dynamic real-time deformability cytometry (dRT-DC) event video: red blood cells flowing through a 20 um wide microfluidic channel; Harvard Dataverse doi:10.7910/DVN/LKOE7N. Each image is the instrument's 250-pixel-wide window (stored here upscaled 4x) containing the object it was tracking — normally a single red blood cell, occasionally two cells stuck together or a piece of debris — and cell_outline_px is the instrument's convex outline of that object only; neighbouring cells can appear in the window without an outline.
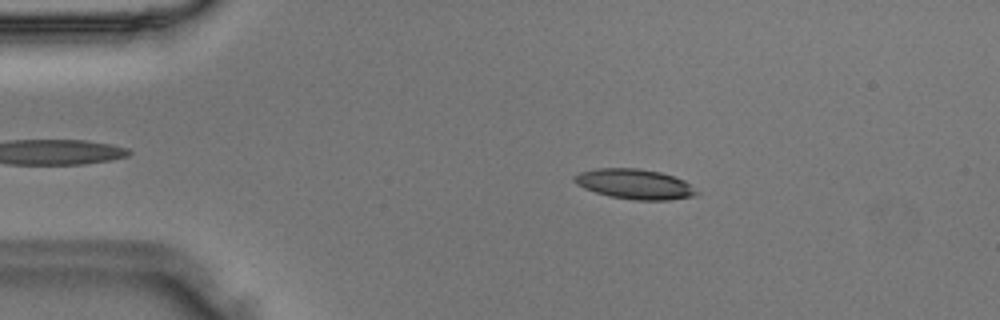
{"species": "Egyptian fruit bat (a non-hibernating species)", "species_latin": "Rousettus aegyptiacus", "temperature_condition": "room temperature", "stored_images_in_passage": 41, "camera_frame_rate_fps": 3000, "um_per_image_px": 0.085, "animal": {"sex": "male"}, "frame": {"image": 1, "passage_image": 8, "time_ms": 2.333, "image_size_px": [1000, 320], "cell_outline_px": [[700, 192], [696, 196], [668, 200], [632, 200], [608, 196], [584, 188], [576, 184], [572, 180], [572, 176], [580, 172], [596, 168], [636, 168], [660, 172], [684, 180]], "centroid_in_image_um": [53.93, 15.65], "position_along_channel_um": 31.1, "area_um2": 21.56}}
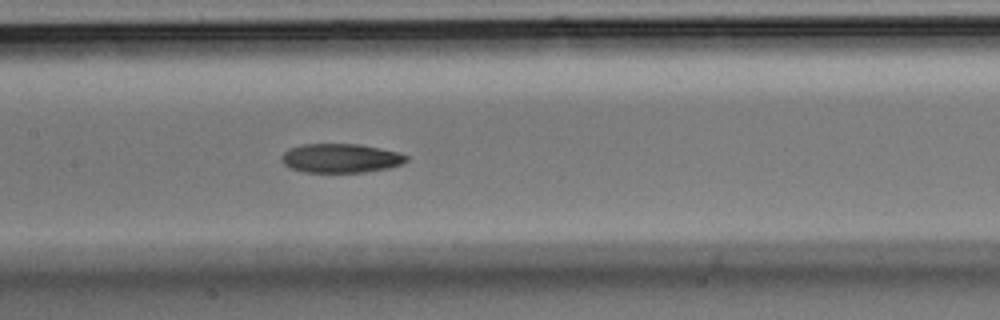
{"frame": {"image": 2, "passage_image": 22, "time_ms": 7.0, "image_size_px": [1000, 320], "cell_outline_px": [[408, 160], [400, 164], [388, 168], [364, 172], [304, 172], [288, 168], [280, 160], [280, 156], [288, 148], [304, 144], [360, 144], [400, 152], [408, 156]], "centroid_in_image_um": [28.93, 13.44], "position_along_channel_um": 178.5, "area_um2": 21.33}}
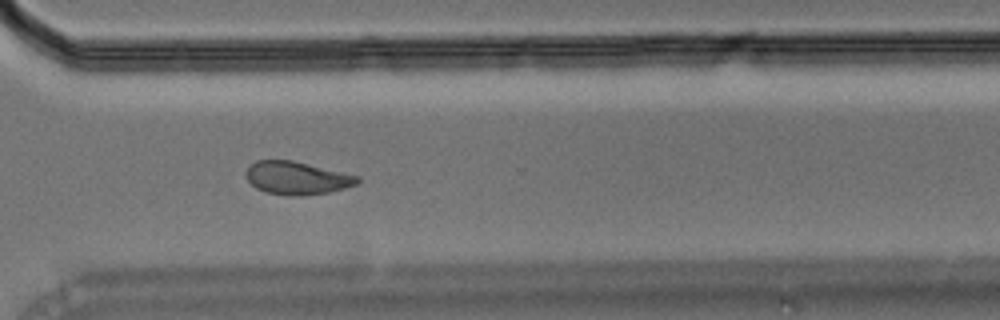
{"frame": {"image": 3, "passage_image": 34, "time_ms": 11.0, "image_size_px": [1000, 320], "cell_outline_px": [[360, 184], [328, 192], [300, 196], [288, 196], [264, 192], [256, 188], [244, 176], [248, 168], [256, 160], [292, 160], [360, 176]], "centroid_in_image_um": [25.24, 15.14], "position_along_channel_um": 345.4, "area_um2": 21.5}}